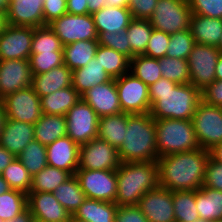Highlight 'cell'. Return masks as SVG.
<instances>
[{
    "label": "cell",
    "mask_w": 222,
    "mask_h": 222,
    "mask_svg": "<svg viewBox=\"0 0 222 222\" xmlns=\"http://www.w3.org/2000/svg\"><path fill=\"white\" fill-rule=\"evenodd\" d=\"M194 222H209V221H206V220H203V219H198V220H196V221H194Z\"/></svg>",
    "instance_id": "2644e50d"
},
{
    "label": "cell",
    "mask_w": 222,
    "mask_h": 222,
    "mask_svg": "<svg viewBox=\"0 0 222 222\" xmlns=\"http://www.w3.org/2000/svg\"><path fill=\"white\" fill-rule=\"evenodd\" d=\"M176 222H194L200 218L195 203V190L172 191Z\"/></svg>",
    "instance_id": "74e56055"
},
{
    "label": "cell",
    "mask_w": 222,
    "mask_h": 222,
    "mask_svg": "<svg viewBox=\"0 0 222 222\" xmlns=\"http://www.w3.org/2000/svg\"><path fill=\"white\" fill-rule=\"evenodd\" d=\"M75 176L86 198L115 203L117 195L116 170L78 168Z\"/></svg>",
    "instance_id": "30bf717a"
},
{
    "label": "cell",
    "mask_w": 222,
    "mask_h": 222,
    "mask_svg": "<svg viewBox=\"0 0 222 222\" xmlns=\"http://www.w3.org/2000/svg\"><path fill=\"white\" fill-rule=\"evenodd\" d=\"M149 100L154 119L192 120L201 91L191 83L177 84L162 77L149 86Z\"/></svg>",
    "instance_id": "7a4b0ae2"
},
{
    "label": "cell",
    "mask_w": 222,
    "mask_h": 222,
    "mask_svg": "<svg viewBox=\"0 0 222 222\" xmlns=\"http://www.w3.org/2000/svg\"><path fill=\"white\" fill-rule=\"evenodd\" d=\"M98 43L99 45L116 50L131 60V47L128 41L126 30L118 33H99Z\"/></svg>",
    "instance_id": "bcb514c9"
},
{
    "label": "cell",
    "mask_w": 222,
    "mask_h": 222,
    "mask_svg": "<svg viewBox=\"0 0 222 222\" xmlns=\"http://www.w3.org/2000/svg\"><path fill=\"white\" fill-rule=\"evenodd\" d=\"M81 98L94 109L99 118L122 112L115 79L93 86Z\"/></svg>",
    "instance_id": "d6986e66"
},
{
    "label": "cell",
    "mask_w": 222,
    "mask_h": 222,
    "mask_svg": "<svg viewBox=\"0 0 222 222\" xmlns=\"http://www.w3.org/2000/svg\"><path fill=\"white\" fill-rule=\"evenodd\" d=\"M201 100L222 108V80H215L201 91Z\"/></svg>",
    "instance_id": "db71d44e"
},
{
    "label": "cell",
    "mask_w": 222,
    "mask_h": 222,
    "mask_svg": "<svg viewBox=\"0 0 222 222\" xmlns=\"http://www.w3.org/2000/svg\"><path fill=\"white\" fill-rule=\"evenodd\" d=\"M27 208V194L10 189L0 195V220L10 221Z\"/></svg>",
    "instance_id": "60d3db41"
},
{
    "label": "cell",
    "mask_w": 222,
    "mask_h": 222,
    "mask_svg": "<svg viewBox=\"0 0 222 222\" xmlns=\"http://www.w3.org/2000/svg\"><path fill=\"white\" fill-rule=\"evenodd\" d=\"M1 176L11 189L22 191L25 194L30 192L32 176L17 157L3 170Z\"/></svg>",
    "instance_id": "ab89813d"
},
{
    "label": "cell",
    "mask_w": 222,
    "mask_h": 222,
    "mask_svg": "<svg viewBox=\"0 0 222 222\" xmlns=\"http://www.w3.org/2000/svg\"><path fill=\"white\" fill-rule=\"evenodd\" d=\"M2 100L7 119L34 125L43 114L40 97L32 86L9 94Z\"/></svg>",
    "instance_id": "4fadbf2b"
},
{
    "label": "cell",
    "mask_w": 222,
    "mask_h": 222,
    "mask_svg": "<svg viewBox=\"0 0 222 222\" xmlns=\"http://www.w3.org/2000/svg\"><path fill=\"white\" fill-rule=\"evenodd\" d=\"M10 0H0V12L4 15L7 11Z\"/></svg>",
    "instance_id": "03108f58"
},
{
    "label": "cell",
    "mask_w": 222,
    "mask_h": 222,
    "mask_svg": "<svg viewBox=\"0 0 222 222\" xmlns=\"http://www.w3.org/2000/svg\"><path fill=\"white\" fill-rule=\"evenodd\" d=\"M124 141L118 149L121 162L157 161L155 119L150 113L128 114Z\"/></svg>",
    "instance_id": "3957f363"
},
{
    "label": "cell",
    "mask_w": 222,
    "mask_h": 222,
    "mask_svg": "<svg viewBox=\"0 0 222 222\" xmlns=\"http://www.w3.org/2000/svg\"><path fill=\"white\" fill-rule=\"evenodd\" d=\"M162 77L177 84H189L188 60L165 56L159 59Z\"/></svg>",
    "instance_id": "b9f144b4"
},
{
    "label": "cell",
    "mask_w": 222,
    "mask_h": 222,
    "mask_svg": "<svg viewBox=\"0 0 222 222\" xmlns=\"http://www.w3.org/2000/svg\"><path fill=\"white\" fill-rule=\"evenodd\" d=\"M158 157L200 148L192 120L155 119Z\"/></svg>",
    "instance_id": "5b68a950"
},
{
    "label": "cell",
    "mask_w": 222,
    "mask_h": 222,
    "mask_svg": "<svg viewBox=\"0 0 222 222\" xmlns=\"http://www.w3.org/2000/svg\"><path fill=\"white\" fill-rule=\"evenodd\" d=\"M80 98L81 96L73 86L59 89L49 95L40 97L42 113L65 116Z\"/></svg>",
    "instance_id": "4dcf8cb0"
},
{
    "label": "cell",
    "mask_w": 222,
    "mask_h": 222,
    "mask_svg": "<svg viewBox=\"0 0 222 222\" xmlns=\"http://www.w3.org/2000/svg\"><path fill=\"white\" fill-rule=\"evenodd\" d=\"M119 151L105 140L94 138L79 148L80 169L117 170L121 164Z\"/></svg>",
    "instance_id": "5bb4252c"
},
{
    "label": "cell",
    "mask_w": 222,
    "mask_h": 222,
    "mask_svg": "<svg viewBox=\"0 0 222 222\" xmlns=\"http://www.w3.org/2000/svg\"><path fill=\"white\" fill-rule=\"evenodd\" d=\"M118 97L123 113H150L149 86L128 72L115 79Z\"/></svg>",
    "instance_id": "9c48e42d"
},
{
    "label": "cell",
    "mask_w": 222,
    "mask_h": 222,
    "mask_svg": "<svg viewBox=\"0 0 222 222\" xmlns=\"http://www.w3.org/2000/svg\"><path fill=\"white\" fill-rule=\"evenodd\" d=\"M169 41L170 34L157 29H153L147 44V48L143 55L155 59L165 57L168 50Z\"/></svg>",
    "instance_id": "7dc6e473"
},
{
    "label": "cell",
    "mask_w": 222,
    "mask_h": 222,
    "mask_svg": "<svg viewBox=\"0 0 222 222\" xmlns=\"http://www.w3.org/2000/svg\"><path fill=\"white\" fill-rule=\"evenodd\" d=\"M32 79L29 60L0 61V99L31 86Z\"/></svg>",
    "instance_id": "e0dca14e"
},
{
    "label": "cell",
    "mask_w": 222,
    "mask_h": 222,
    "mask_svg": "<svg viewBox=\"0 0 222 222\" xmlns=\"http://www.w3.org/2000/svg\"><path fill=\"white\" fill-rule=\"evenodd\" d=\"M11 188L0 174V195L9 191Z\"/></svg>",
    "instance_id": "e7e4bbea"
},
{
    "label": "cell",
    "mask_w": 222,
    "mask_h": 222,
    "mask_svg": "<svg viewBox=\"0 0 222 222\" xmlns=\"http://www.w3.org/2000/svg\"><path fill=\"white\" fill-rule=\"evenodd\" d=\"M88 14H93L105 7V0H87Z\"/></svg>",
    "instance_id": "680465c9"
},
{
    "label": "cell",
    "mask_w": 222,
    "mask_h": 222,
    "mask_svg": "<svg viewBox=\"0 0 222 222\" xmlns=\"http://www.w3.org/2000/svg\"><path fill=\"white\" fill-rule=\"evenodd\" d=\"M29 63L33 75L46 73L51 69L64 64L63 51L30 54Z\"/></svg>",
    "instance_id": "f6af8a7d"
},
{
    "label": "cell",
    "mask_w": 222,
    "mask_h": 222,
    "mask_svg": "<svg viewBox=\"0 0 222 222\" xmlns=\"http://www.w3.org/2000/svg\"><path fill=\"white\" fill-rule=\"evenodd\" d=\"M222 191V163L209 157L206 164L204 185Z\"/></svg>",
    "instance_id": "681fc988"
},
{
    "label": "cell",
    "mask_w": 222,
    "mask_h": 222,
    "mask_svg": "<svg viewBox=\"0 0 222 222\" xmlns=\"http://www.w3.org/2000/svg\"><path fill=\"white\" fill-rule=\"evenodd\" d=\"M115 222H149L137 205L118 206Z\"/></svg>",
    "instance_id": "f5cc1de1"
},
{
    "label": "cell",
    "mask_w": 222,
    "mask_h": 222,
    "mask_svg": "<svg viewBox=\"0 0 222 222\" xmlns=\"http://www.w3.org/2000/svg\"><path fill=\"white\" fill-rule=\"evenodd\" d=\"M33 222H46V221H42V220H39V219H34Z\"/></svg>",
    "instance_id": "8c879c8a"
},
{
    "label": "cell",
    "mask_w": 222,
    "mask_h": 222,
    "mask_svg": "<svg viewBox=\"0 0 222 222\" xmlns=\"http://www.w3.org/2000/svg\"><path fill=\"white\" fill-rule=\"evenodd\" d=\"M97 34L118 33L124 31L133 19L128 8L103 7L92 14Z\"/></svg>",
    "instance_id": "cb8c5ba5"
},
{
    "label": "cell",
    "mask_w": 222,
    "mask_h": 222,
    "mask_svg": "<svg viewBox=\"0 0 222 222\" xmlns=\"http://www.w3.org/2000/svg\"><path fill=\"white\" fill-rule=\"evenodd\" d=\"M27 208L34 219L46 222H69L72 216L49 192H29Z\"/></svg>",
    "instance_id": "ac0fdd59"
},
{
    "label": "cell",
    "mask_w": 222,
    "mask_h": 222,
    "mask_svg": "<svg viewBox=\"0 0 222 222\" xmlns=\"http://www.w3.org/2000/svg\"><path fill=\"white\" fill-rule=\"evenodd\" d=\"M63 46L85 40H98L92 14H64L48 24Z\"/></svg>",
    "instance_id": "8fae6325"
},
{
    "label": "cell",
    "mask_w": 222,
    "mask_h": 222,
    "mask_svg": "<svg viewBox=\"0 0 222 222\" xmlns=\"http://www.w3.org/2000/svg\"><path fill=\"white\" fill-rule=\"evenodd\" d=\"M131 0H105V7L128 8Z\"/></svg>",
    "instance_id": "94428289"
},
{
    "label": "cell",
    "mask_w": 222,
    "mask_h": 222,
    "mask_svg": "<svg viewBox=\"0 0 222 222\" xmlns=\"http://www.w3.org/2000/svg\"><path fill=\"white\" fill-rule=\"evenodd\" d=\"M195 44L190 29L175 32L170 35L166 56L187 60Z\"/></svg>",
    "instance_id": "ee69618b"
},
{
    "label": "cell",
    "mask_w": 222,
    "mask_h": 222,
    "mask_svg": "<svg viewBox=\"0 0 222 222\" xmlns=\"http://www.w3.org/2000/svg\"><path fill=\"white\" fill-rule=\"evenodd\" d=\"M5 120H6V114L4 110V103L3 100L0 99V134L2 132Z\"/></svg>",
    "instance_id": "be15d7a7"
},
{
    "label": "cell",
    "mask_w": 222,
    "mask_h": 222,
    "mask_svg": "<svg viewBox=\"0 0 222 222\" xmlns=\"http://www.w3.org/2000/svg\"><path fill=\"white\" fill-rule=\"evenodd\" d=\"M63 51V45L48 25L34 28L31 54Z\"/></svg>",
    "instance_id": "7bdbcfd3"
},
{
    "label": "cell",
    "mask_w": 222,
    "mask_h": 222,
    "mask_svg": "<svg viewBox=\"0 0 222 222\" xmlns=\"http://www.w3.org/2000/svg\"><path fill=\"white\" fill-rule=\"evenodd\" d=\"M71 176L67 171L47 165L32 177L30 192L53 193L60 184Z\"/></svg>",
    "instance_id": "e575fe53"
},
{
    "label": "cell",
    "mask_w": 222,
    "mask_h": 222,
    "mask_svg": "<svg viewBox=\"0 0 222 222\" xmlns=\"http://www.w3.org/2000/svg\"><path fill=\"white\" fill-rule=\"evenodd\" d=\"M210 157L222 163V143L216 144L209 150Z\"/></svg>",
    "instance_id": "91938a15"
},
{
    "label": "cell",
    "mask_w": 222,
    "mask_h": 222,
    "mask_svg": "<svg viewBox=\"0 0 222 222\" xmlns=\"http://www.w3.org/2000/svg\"><path fill=\"white\" fill-rule=\"evenodd\" d=\"M59 203L71 214L79 208L86 199L79 181L75 175H72L64 183L60 184L53 192Z\"/></svg>",
    "instance_id": "836d02e7"
},
{
    "label": "cell",
    "mask_w": 222,
    "mask_h": 222,
    "mask_svg": "<svg viewBox=\"0 0 222 222\" xmlns=\"http://www.w3.org/2000/svg\"><path fill=\"white\" fill-rule=\"evenodd\" d=\"M192 14L222 19V0H188Z\"/></svg>",
    "instance_id": "c3c4849f"
},
{
    "label": "cell",
    "mask_w": 222,
    "mask_h": 222,
    "mask_svg": "<svg viewBox=\"0 0 222 222\" xmlns=\"http://www.w3.org/2000/svg\"><path fill=\"white\" fill-rule=\"evenodd\" d=\"M130 73L150 86L162 78L159 59L136 55L130 60Z\"/></svg>",
    "instance_id": "8d00e7d4"
},
{
    "label": "cell",
    "mask_w": 222,
    "mask_h": 222,
    "mask_svg": "<svg viewBox=\"0 0 222 222\" xmlns=\"http://www.w3.org/2000/svg\"><path fill=\"white\" fill-rule=\"evenodd\" d=\"M220 52L216 46L195 44L188 57L190 83L202 91L215 81Z\"/></svg>",
    "instance_id": "7c38bea8"
},
{
    "label": "cell",
    "mask_w": 222,
    "mask_h": 222,
    "mask_svg": "<svg viewBox=\"0 0 222 222\" xmlns=\"http://www.w3.org/2000/svg\"><path fill=\"white\" fill-rule=\"evenodd\" d=\"M153 27L149 20L132 19L126 29L128 41L131 47V59L136 55H143Z\"/></svg>",
    "instance_id": "d590c367"
},
{
    "label": "cell",
    "mask_w": 222,
    "mask_h": 222,
    "mask_svg": "<svg viewBox=\"0 0 222 222\" xmlns=\"http://www.w3.org/2000/svg\"><path fill=\"white\" fill-rule=\"evenodd\" d=\"M34 27L5 23L0 30V61L29 60Z\"/></svg>",
    "instance_id": "9a60e30c"
},
{
    "label": "cell",
    "mask_w": 222,
    "mask_h": 222,
    "mask_svg": "<svg viewBox=\"0 0 222 222\" xmlns=\"http://www.w3.org/2000/svg\"><path fill=\"white\" fill-rule=\"evenodd\" d=\"M67 13L74 15L88 14L87 0H67Z\"/></svg>",
    "instance_id": "11a10c76"
},
{
    "label": "cell",
    "mask_w": 222,
    "mask_h": 222,
    "mask_svg": "<svg viewBox=\"0 0 222 222\" xmlns=\"http://www.w3.org/2000/svg\"><path fill=\"white\" fill-rule=\"evenodd\" d=\"M67 136L79 146L97 138L99 117L82 98L65 114Z\"/></svg>",
    "instance_id": "ba28073f"
},
{
    "label": "cell",
    "mask_w": 222,
    "mask_h": 222,
    "mask_svg": "<svg viewBox=\"0 0 222 222\" xmlns=\"http://www.w3.org/2000/svg\"><path fill=\"white\" fill-rule=\"evenodd\" d=\"M98 40L77 41L63 46V62L71 71L86 66L96 55Z\"/></svg>",
    "instance_id": "f546056e"
},
{
    "label": "cell",
    "mask_w": 222,
    "mask_h": 222,
    "mask_svg": "<svg viewBox=\"0 0 222 222\" xmlns=\"http://www.w3.org/2000/svg\"><path fill=\"white\" fill-rule=\"evenodd\" d=\"M67 13V0H44V26Z\"/></svg>",
    "instance_id": "f907efd6"
},
{
    "label": "cell",
    "mask_w": 222,
    "mask_h": 222,
    "mask_svg": "<svg viewBox=\"0 0 222 222\" xmlns=\"http://www.w3.org/2000/svg\"><path fill=\"white\" fill-rule=\"evenodd\" d=\"M95 58L112 79L130 72V59L112 48L99 45Z\"/></svg>",
    "instance_id": "d6a6232c"
},
{
    "label": "cell",
    "mask_w": 222,
    "mask_h": 222,
    "mask_svg": "<svg viewBox=\"0 0 222 222\" xmlns=\"http://www.w3.org/2000/svg\"><path fill=\"white\" fill-rule=\"evenodd\" d=\"M118 206L137 205L139 199L159 184V166L154 162H122L116 170Z\"/></svg>",
    "instance_id": "277c9868"
},
{
    "label": "cell",
    "mask_w": 222,
    "mask_h": 222,
    "mask_svg": "<svg viewBox=\"0 0 222 222\" xmlns=\"http://www.w3.org/2000/svg\"><path fill=\"white\" fill-rule=\"evenodd\" d=\"M127 118L128 113L123 112L99 118L97 138L119 149L124 141Z\"/></svg>",
    "instance_id": "1f68e13d"
},
{
    "label": "cell",
    "mask_w": 222,
    "mask_h": 222,
    "mask_svg": "<svg viewBox=\"0 0 222 222\" xmlns=\"http://www.w3.org/2000/svg\"><path fill=\"white\" fill-rule=\"evenodd\" d=\"M15 158L16 156L0 145V174Z\"/></svg>",
    "instance_id": "9f6ffc18"
},
{
    "label": "cell",
    "mask_w": 222,
    "mask_h": 222,
    "mask_svg": "<svg viewBox=\"0 0 222 222\" xmlns=\"http://www.w3.org/2000/svg\"><path fill=\"white\" fill-rule=\"evenodd\" d=\"M67 135L66 118L62 115L42 114L34 124V139L44 146Z\"/></svg>",
    "instance_id": "83f0119b"
},
{
    "label": "cell",
    "mask_w": 222,
    "mask_h": 222,
    "mask_svg": "<svg viewBox=\"0 0 222 222\" xmlns=\"http://www.w3.org/2000/svg\"><path fill=\"white\" fill-rule=\"evenodd\" d=\"M192 123L200 148L210 150L222 143V108L198 103Z\"/></svg>",
    "instance_id": "52a82bcc"
},
{
    "label": "cell",
    "mask_w": 222,
    "mask_h": 222,
    "mask_svg": "<svg viewBox=\"0 0 222 222\" xmlns=\"http://www.w3.org/2000/svg\"><path fill=\"white\" fill-rule=\"evenodd\" d=\"M17 158L32 177L48 165L46 146L35 139L24 148Z\"/></svg>",
    "instance_id": "f35d334b"
},
{
    "label": "cell",
    "mask_w": 222,
    "mask_h": 222,
    "mask_svg": "<svg viewBox=\"0 0 222 222\" xmlns=\"http://www.w3.org/2000/svg\"><path fill=\"white\" fill-rule=\"evenodd\" d=\"M189 29L196 44L217 47L222 35V19L192 14Z\"/></svg>",
    "instance_id": "d4e9b609"
},
{
    "label": "cell",
    "mask_w": 222,
    "mask_h": 222,
    "mask_svg": "<svg viewBox=\"0 0 222 222\" xmlns=\"http://www.w3.org/2000/svg\"><path fill=\"white\" fill-rule=\"evenodd\" d=\"M217 49L219 50V52L222 54V35L220 37V40H219V44L217 46Z\"/></svg>",
    "instance_id": "a7ac6f4b"
},
{
    "label": "cell",
    "mask_w": 222,
    "mask_h": 222,
    "mask_svg": "<svg viewBox=\"0 0 222 222\" xmlns=\"http://www.w3.org/2000/svg\"><path fill=\"white\" fill-rule=\"evenodd\" d=\"M137 206L149 222H176L172 191L161 186L146 192Z\"/></svg>",
    "instance_id": "2e32d148"
},
{
    "label": "cell",
    "mask_w": 222,
    "mask_h": 222,
    "mask_svg": "<svg viewBox=\"0 0 222 222\" xmlns=\"http://www.w3.org/2000/svg\"><path fill=\"white\" fill-rule=\"evenodd\" d=\"M4 24H5L4 15L0 12V30L2 29Z\"/></svg>",
    "instance_id": "003e7915"
},
{
    "label": "cell",
    "mask_w": 222,
    "mask_h": 222,
    "mask_svg": "<svg viewBox=\"0 0 222 222\" xmlns=\"http://www.w3.org/2000/svg\"><path fill=\"white\" fill-rule=\"evenodd\" d=\"M209 150L198 148L157 159L159 184L170 191H193L204 185Z\"/></svg>",
    "instance_id": "6da1fadb"
},
{
    "label": "cell",
    "mask_w": 222,
    "mask_h": 222,
    "mask_svg": "<svg viewBox=\"0 0 222 222\" xmlns=\"http://www.w3.org/2000/svg\"><path fill=\"white\" fill-rule=\"evenodd\" d=\"M111 79L95 57L86 66L72 71V86L80 96L93 86Z\"/></svg>",
    "instance_id": "484cf974"
},
{
    "label": "cell",
    "mask_w": 222,
    "mask_h": 222,
    "mask_svg": "<svg viewBox=\"0 0 222 222\" xmlns=\"http://www.w3.org/2000/svg\"><path fill=\"white\" fill-rule=\"evenodd\" d=\"M191 16L188 0H158L149 21L154 29L171 35L189 29Z\"/></svg>",
    "instance_id": "8992f818"
},
{
    "label": "cell",
    "mask_w": 222,
    "mask_h": 222,
    "mask_svg": "<svg viewBox=\"0 0 222 222\" xmlns=\"http://www.w3.org/2000/svg\"><path fill=\"white\" fill-rule=\"evenodd\" d=\"M33 139V124L6 118L0 134L2 147L17 157Z\"/></svg>",
    "instance_id": "7402d4cb"
},
{
    "label": "cell",
    "mask_w": 222,
    "mask_h": 222,
    "mask_svg": "<svg viewBox=\"0 0 222 222\" xmlns=\"http://www.w3.org/2000/svg\"><path fill=\"white\" fill-rule=\"evenodd\" d=\"M44 0H10L4 14L5 23L14 26H44Z\"/></svg>",
    "instance_id": "ffe728a7"
},
{
    "label": "cell",
    "mask_w": 222,
    "mask_h": 222,
    "mask_svg": "<svg viewBox=\"0 0 222 222\" xmlns=\"http://www.w3.org/2000/svg\"><path fill=\"white\" fill-rule=\"evenodd\" d=\"M31 86L39 97L49 95L72 86V71L66 65H60L46 73L33 75Z\"/></svg>",
    "instance_id": "603a6c76"
},
{
    "label": "cell",
    "mask_w": 222,
    "mask_h": 222,
    "mask_svg": "<svg viewBox=\"0 0 222 222\" xmlns=\"http://www.w3.org/2000/svg\"><path fill=\"white\" fill-rule=\"evenodd\" d=\"M158 0H131L128 9L133 19L149 20Z\"/></svg>",
    "instance_id": "816d5d0a"
},
{
    "label": "cell",
    "mask_w": 222,
    "mask_h": 222,
    "mask_svg": "<svg viewBox=\"0 0 222 222\" xmlns=\"http://www.w3.org/2000/svg\"><path fill=\"white\" fill-rule=\"evenodd\" d=\"M117 207L114 202L86 198L71 217L85 222H115Z\"/></svg>",
    "instance_id": "4316f807"
},
{
    "label": "cell",
    "mask_w": 222,
    "mask_h": 222,
    "mask_svg": "<svg viewBox=\"0 0 222 222\" xmlns=\"http://www.w3.org/2000/svg\"><path fill=\"white\" fill-rule=\"evenodd\" d=\"M69 222H85V221H81V220H79V219H73V218L71 217Z\"/></svg>",
    "instance_id": "89a4df30"
},
{
    "label": "cell",
    "mask_w": 222,
    "mask_h": 222,
    "mask_svg": "<svg viewBox=\"0 0 222 222\" xmlns=\"http://www.w3.org/2000/svg\"><path fill=\"white\" fill-rule=\"evenodd\" d=\"M34 217L31 214V211L26 208L23 212L14 217V219L10 221L3 222H33Z\"/></svg>",
    "instance_id": "6f0895ef"
},
{
    "label": "cell",
    "mask_w": 222,
    "mask_h": 222,
    "mask_svg": "<svg viewBox=\"0 0 222 222\" xmlns=\"http://www.w3.org/2000/svg\"><path fill=\"white\" fill-rule=\"evenodd\" d=\"M215 80H222V54H220L215 71Z\"/></svg>",
    "instance_id": "6125c7cd"
},
{
    "label": "cell",
    "mask_w": 222,
    "mask_h": 222,
    "mask_svg": "<svg viewBox=\"0 0 222 222\" xmlns=\"http://www.w3.org/2000/svg\"><path fill=\"white\" fill-rule=\"evenodd\" d=\"M79 148L69 136H64L46 146L49 166L62 169L75 175L79 166Z\"/></svg>",
    "instance_id": "44dd1931"
},
{
    "label": "cell",
    "mask_w": 222,
    "mask_h": 222,
    "mask_svg": "<svg viewBox=\"0 0 222 222\" xmlns=\"http://www.w3.org/2000/svg\"><path fill=\"white\" fill-rule=\"evenodd\" d=\"M195 203L200 219L222 220V191L202 186L195 190Z\"/></svg>",
    "instance_id": "f1b7e54d"
}]
</instances>
